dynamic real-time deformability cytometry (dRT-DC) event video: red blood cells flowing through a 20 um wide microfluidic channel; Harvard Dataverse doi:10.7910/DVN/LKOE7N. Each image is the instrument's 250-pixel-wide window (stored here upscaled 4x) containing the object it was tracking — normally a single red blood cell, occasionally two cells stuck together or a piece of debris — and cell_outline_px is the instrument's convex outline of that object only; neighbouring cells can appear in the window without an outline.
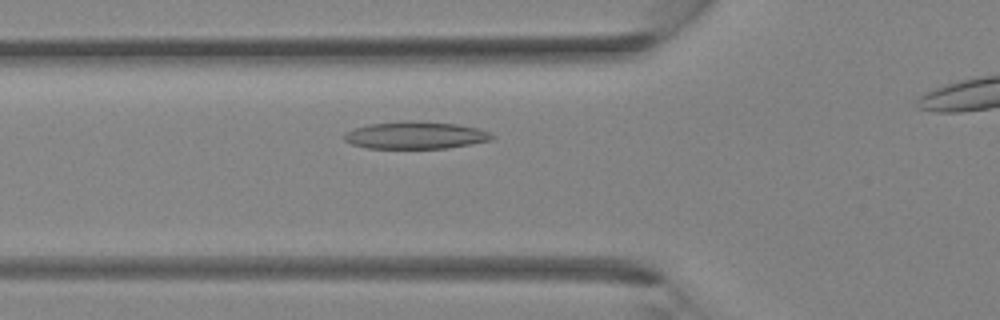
{"species": "Egyptian fruit bat (a non-hibernating species)", "species_latin": "Rousettus aegyptiacus", "temperature_condition": "room temperature", "stored_images_in_passage": 27, "camera_frame_rate_fps": 3000, "um_per_image_px": 0.085, "animal": {"sex": "female"}, "frame": {"image": 1, "passage_image": 8, "time_ms": 2.333, "image_size_px": [1000, 320], "cell_outline_px": [[496, 136], [492, 140], [448, 148], [368, 148], [352, 144], [344, 140], [344, 132], [368, 124], [412, 120], [456, 124], [476, 128], [488, 132]], "centroid_in_image_um": [35.31, 11.49], "position_along_channel_um": 90.5, "area_um2": 23.41}}
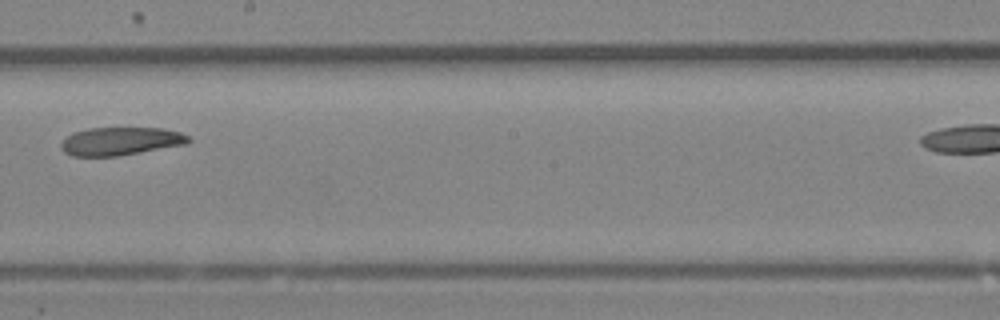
{"frame": {"image": 2, "passage_image": 16, "time_ms": 5.0, "image_size_px": [1000, 320], "cell_outline_px": [[192, 140], [188, 144], [116, 156], [72, 156], [64, 152], [60, 148], [60, 144], [72, 132], [88, 128], [164, 128], [180, 132], [188, 136]], "centroid_in_image_um": [10.25, 12.0], "position_along_channel_um": 237.9, "area_um2": 20.92}}
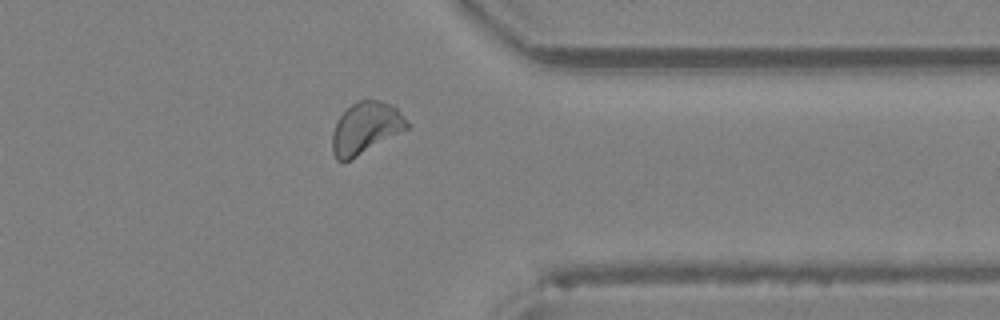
{"frame": {"image": 3, "passage_image": 24, "time_ms": 7.667, "image_size_px": [1000, 320], "cell_outline_px": [[408, 128], [344, 164], [336, 160], [332, 152], [332, 132], [336, 120], [352, 104], [360, 100], [380, 100], [392, 104], [396, 108], [408, 124]], "centroid_in_image_um": [31.03, 10.91], "position_along_channel_um": 380.4, "area_um2": 22.48}}